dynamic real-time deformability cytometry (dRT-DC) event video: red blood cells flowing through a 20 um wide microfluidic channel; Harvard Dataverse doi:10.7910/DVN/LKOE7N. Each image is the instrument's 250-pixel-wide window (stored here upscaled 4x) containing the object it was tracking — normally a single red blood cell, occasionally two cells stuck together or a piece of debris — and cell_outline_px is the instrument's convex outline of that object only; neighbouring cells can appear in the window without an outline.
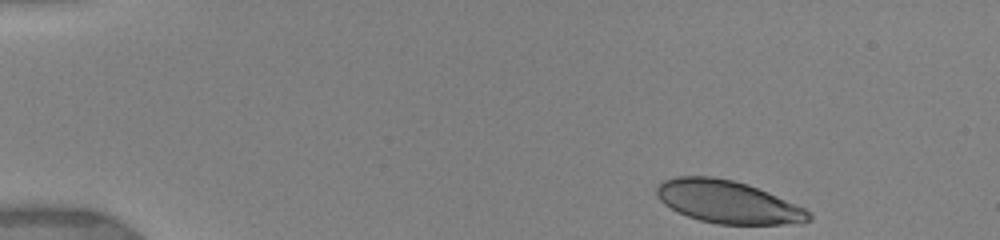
{"species": "human", "species_latin": "Homo sapiens", "temperature_condition": "warm", "stored_images_in_passage": 43, "camera_frame_rate_fps": 3000, "um_per_image_px": 0.085, "donor": {"sex": "female"}, "frame": {"image": 1, "passage_image": 1, "time_ms": 0.0, "image_size_px": [1000, 240], "cell_outline_px": [[812, 220], [800, 224], [716, 224], [700, 220], [688, 216], [664, 204], [656, 196], [656, 188], [664, 180], [676, 176], [712, 176], [732, 180], [748, 184], [768, 192], [796, 204], [804, 208], [812, 216]], "centroid_in_image_um": [61.88, 17.16], "position_along_channel_um": 23.1, "area_um2": 37.74}}
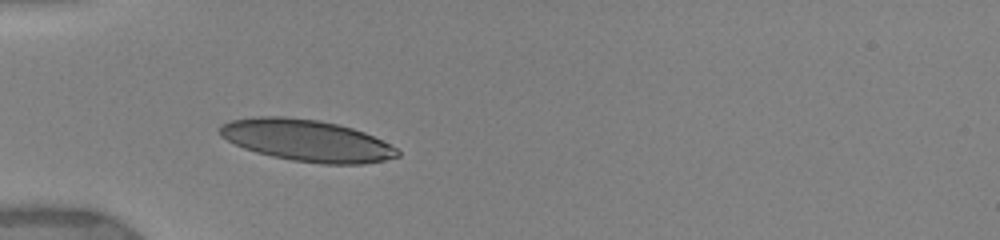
{"frame": {"image": 2, "passage_image": 13, "time_ms": 3.333, "image_size_px": [1000, 240], "cell_outline_px": [[400, 156], [384, 160], [364, 164], [320, 164], [292, 160], [272, 156], [256, 152], [244, 148], [220, 136], [220, 124], [232, 120], [256, 116], [284, 116], [320, 120], [352, 128], [364, 132], [396, 148], [400, 152]], "centroid_in_image_um": [26.06, 11.94], "position_along_channel_um": 58.9, "area_um2": 43.0}}
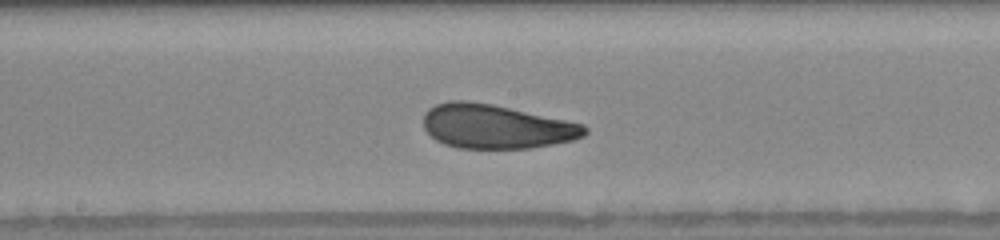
{"frame": {"image": 3, "passage_image": 26, "time_ms": 7.333, "image_size_px": [1000, 240], "cell_outline_px": [[588, 132], [584, 136], [572, 140], [532, 148], [460, 148], [444, 144], [436, 140], [424, 128], [424, 112], [428, 108], [436, 104], [448, 100], [468, 100], [492, 104], [584, 124], [588, 128]], "centroid_in_image_um": [42.15, 10.74], "position_along_channel_um": 206.0, "area_um2": 41.44}}